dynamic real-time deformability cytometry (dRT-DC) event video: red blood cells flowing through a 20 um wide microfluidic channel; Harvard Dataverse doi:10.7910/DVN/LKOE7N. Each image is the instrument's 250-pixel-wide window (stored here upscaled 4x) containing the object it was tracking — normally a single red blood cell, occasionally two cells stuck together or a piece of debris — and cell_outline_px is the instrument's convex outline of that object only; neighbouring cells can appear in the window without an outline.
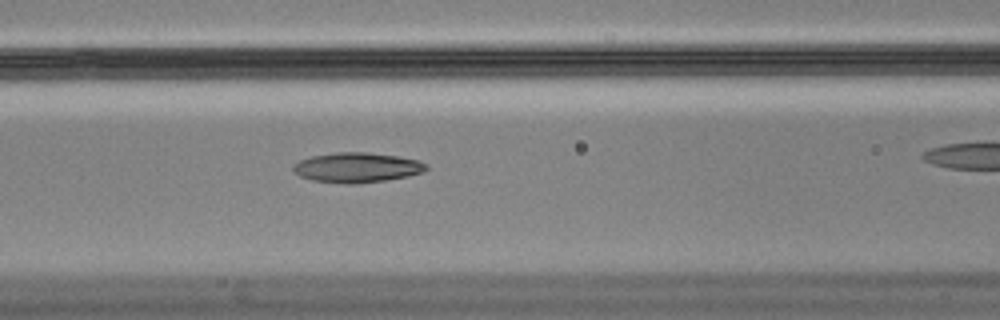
{"species": "Egyptian fruit bat (a non-hibernating species)", "species_latin": "Rousettus aegyptiacus", "temperature_condition": "cold", "stored_images_in_passage": 30, "camera_frame_rate_fps": 3000, "um_per_image_px": 0.085, "animal": {"sex": "male"}, "frame": {"image": 1, "passage_image": 8, "time_ms": 2.333, "image_size_px": [1000, 320], "cell_outline_px": [[428, 168], [424, 172], [408, 176], [384, 180], [356, 184], [348, 184], [312, 180], [300, 176], [292, 168], [300, 160], [312, 156], [336, 152], [368, 152], [396, 156], [416, 160], [428, 164]], "centroid_in_image_um": [30.36, 14.24], "position_along_channel_um": 136.2, "area_um2": 23.0}}
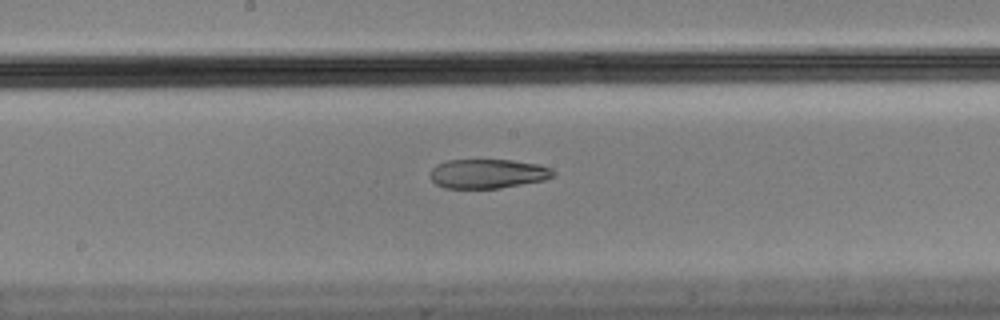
{"frame": {"image": 2, "passage_image": 14, "time_ms": 4.333, "image_size_px": [1000, 320], "cell_outline_px": [[556, 176], [544, 180], [500, 188], [444, 188], [436, 184], [432, 180], [432, 168], [436, 164], [448, 160], [512, 160], [540, 164], [552, 168], [556, 172]], "centroid_in_image_um": [41.52, 14.76], "position_along_channel_um": 206.7, "area_um2": 21.1}}
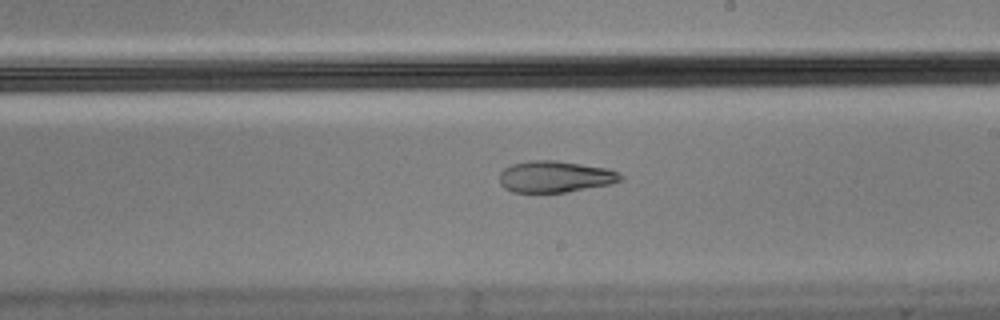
{"frame": {"image": 3, "passage_image": 17, "time_ms": 5.333, "image_size_px": [1000, 320], "cell_outline_px": [[624, 180], [612, 184], [564, 192], [512, 192], [504, 188], [500, 184], [500, 172], [504, 168], [512, 164], [528, 160], [556, 160], [608, 168], [624, 176]], "centroid_in_image_um": [47.19, 15.01], "position_along_channel_um": 241.8, "area_um2": 22.37}}